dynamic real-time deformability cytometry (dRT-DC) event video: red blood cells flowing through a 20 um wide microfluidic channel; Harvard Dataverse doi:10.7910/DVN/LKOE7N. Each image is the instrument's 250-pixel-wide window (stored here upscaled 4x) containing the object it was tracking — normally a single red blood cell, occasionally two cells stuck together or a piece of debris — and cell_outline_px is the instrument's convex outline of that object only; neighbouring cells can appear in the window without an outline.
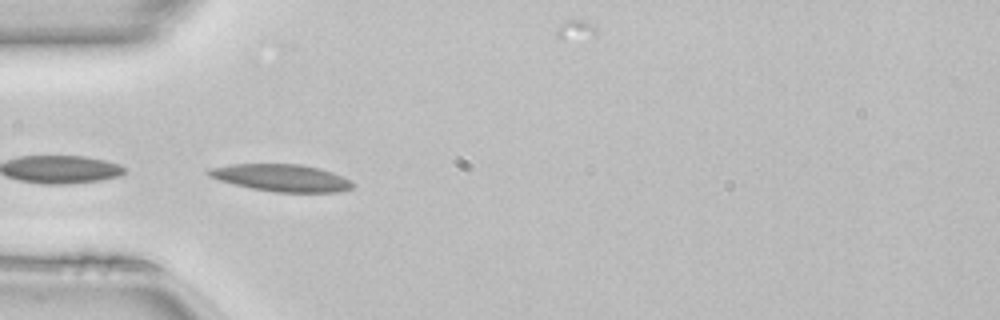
{"species": "common noctule bat (a hibernating species)", "species_latin": "Nyctalus noctula", "temperature_condition": "room temperature", "stored_images_in_passage": 7, "camera_frame_rate_fps": 3000, "um_per_image_px": 0.085, "animal": {"sex": "female", "body_mass_g": 22.7, "forearm_length_mm": 54.2}, "frame": {"image": 1, "passage_image": 4, "time_ms": 1.0, "image_size_px": [1000, 320], "cell_outline_px": [[356, 184], [352, 188], [340, 192], [276, 192], [252, 188], [232, 184], [208, 176], [204, 172], [208, 168], [232, 164], [300, 164], [320, 168], [332, 172], [352, 180]], "centroid_in_image_um": [23.93, 15.11], "position_along_channel_um": 61.1, "area_um2": 23.0}}